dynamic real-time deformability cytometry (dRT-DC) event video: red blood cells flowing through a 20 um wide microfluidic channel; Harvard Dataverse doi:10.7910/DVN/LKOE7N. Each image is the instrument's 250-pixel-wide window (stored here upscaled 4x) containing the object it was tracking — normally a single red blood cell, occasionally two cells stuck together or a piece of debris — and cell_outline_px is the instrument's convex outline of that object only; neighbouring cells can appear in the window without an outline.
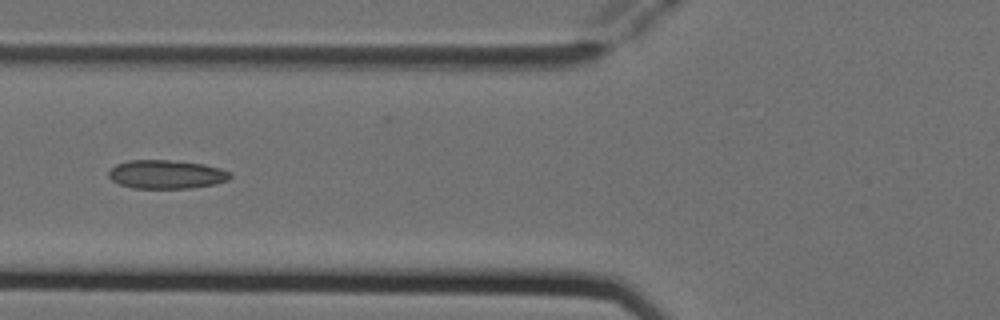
{"species": "Egyptian fruit bat (a non-hibernating species)", "species_latin": "Rousettus aegyptiacus", "temperature_condition": "cold", "stored_images_in_passage": 8, "camera_frame_rate_fps": 3000, "um_per_image_px": 0.085, "animal": {"sex": "female"}, "frame": {"image": 1, "passage_image": 8, "time_ms": 2.333, "image_size_px": [1000, 320], "cell_outline_px": [[232, 176], [228, 180], [216, 184], [192, 188], [132, 188], [120, 184], [112, 180], [108, 176], [108, 172], [116, 164], [128, 160], [168, 160], [204, 164], [220, 168], [232, 172]], "centroid_in_image_um": [14.17, 14.82], "position_along_channel_um": 111.6, "area_um2": 20.4}}